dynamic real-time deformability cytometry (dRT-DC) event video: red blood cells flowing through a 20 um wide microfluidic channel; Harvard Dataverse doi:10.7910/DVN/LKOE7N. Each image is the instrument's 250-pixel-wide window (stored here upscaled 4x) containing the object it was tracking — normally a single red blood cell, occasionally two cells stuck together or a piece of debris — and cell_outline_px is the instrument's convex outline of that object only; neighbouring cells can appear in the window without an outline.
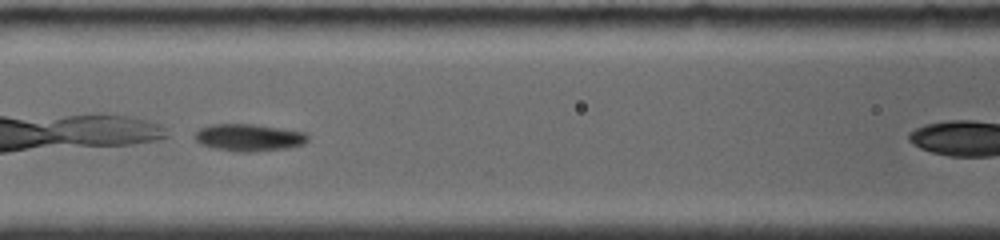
{"species": "common noctule bat (a hibernating species)", "species_latin": "Nyctalus noctula", "temperature_condition": "room temperature", "stored_images_in_passage": 10, "camera_frame_rate_fps": 4000, "um_per_image_px": 0.085, "animal": {"sex": "female", "body_mass_g": 19.0, "forearm_length_mm": 56.7}, "frame": {"image": 1, "passage_image": 4, "time_ms": 2.25, "image_size_px": [1000, 240], "cell_outline_px": [[308, 140], [304, 144], [288, 148], [256, 152], [236, 152], [212, 148], [200, 144], [196, 140], [196, 132], [200, 128], [212, 124], [252, 124], [304, 132], [308, 136]], "centroid_in_image_um": [21.15, 11.71], "position_along_channel_um": 145.5, "area_um2": 17.92}}
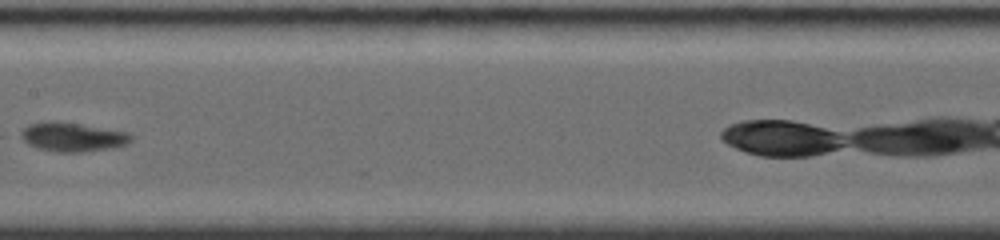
{"frame": {"image": 2, "passage_image": 6, "time_ms": 3.75, "image_size_px": [1000, 240], "cell_outline_px": [[132, 140], [128, 144], [112, 148], [84, 152], [56, 152], [36, 148], [28, 144], [16, 136], [28, 124], [76, 124], [128, 132], [132, 136]], "centroid_in_image_um": [6.17, 11.7], "position_along_channel_um": 201.2, "area_um2": 18.09}}
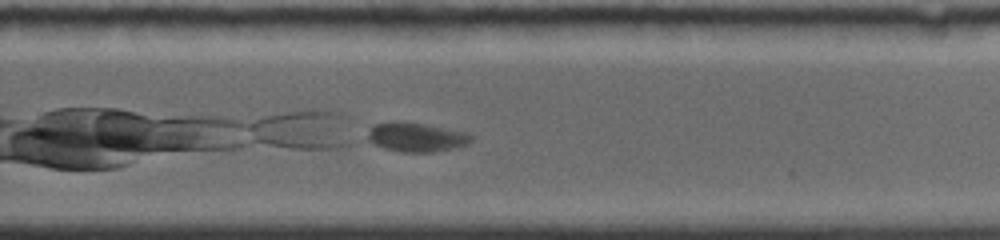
{"frame": {"image": 3, "passage_image": 9, "time_ms": 6.25, "image_size_px": [1000, 240], "cell_outline_px": [[472, 140], [468, 144], [456, 148], [432, 152], [400, 152], [384, 148], [368, 140], [368, 132], [376, 124], [424, 124], [464, 132], [472, 136]], "centroid_in_image_um": [35.45, 11.71], "position_along_channel_um": 294.4, "area_um2": 16.76}}